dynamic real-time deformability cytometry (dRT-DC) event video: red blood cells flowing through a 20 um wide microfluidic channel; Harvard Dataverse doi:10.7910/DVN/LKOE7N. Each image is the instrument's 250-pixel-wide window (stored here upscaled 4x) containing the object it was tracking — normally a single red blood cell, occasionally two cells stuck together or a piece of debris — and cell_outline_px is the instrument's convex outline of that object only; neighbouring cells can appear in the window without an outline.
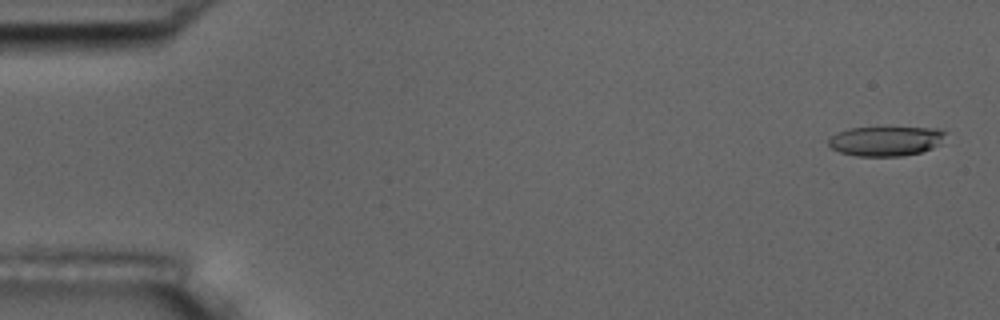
{"species": "common noctule bat (a hibernating species)", "species_latin": "Nyctalus noctula", "temperature_condition": "room temperature", "stored_images_in_passage": 5, "camera_frame_rate_fps": 3000, "um_per_image_px": 0.085, "animal": {"sex": "male", "body_mass_g": 17.5, "forearm_length_mm": 52.3}, "frame": {"image": 1, "passage_image": 1, "time_ms": 0.0, "image_size_px": [1000, 320], "cell_outline_px": [[948, 132], [940, 144], [932, 148], [920, 152], [900, 156], [856, 156], [840, 152], [832, 148], [828, 144], [828, 136], [836, 132], [848, 128], [940, 128]], "centroid_in_image_um": [75.28, 11.98], "position_along_channel_um": 9.7, "area_um2": 20.35}}